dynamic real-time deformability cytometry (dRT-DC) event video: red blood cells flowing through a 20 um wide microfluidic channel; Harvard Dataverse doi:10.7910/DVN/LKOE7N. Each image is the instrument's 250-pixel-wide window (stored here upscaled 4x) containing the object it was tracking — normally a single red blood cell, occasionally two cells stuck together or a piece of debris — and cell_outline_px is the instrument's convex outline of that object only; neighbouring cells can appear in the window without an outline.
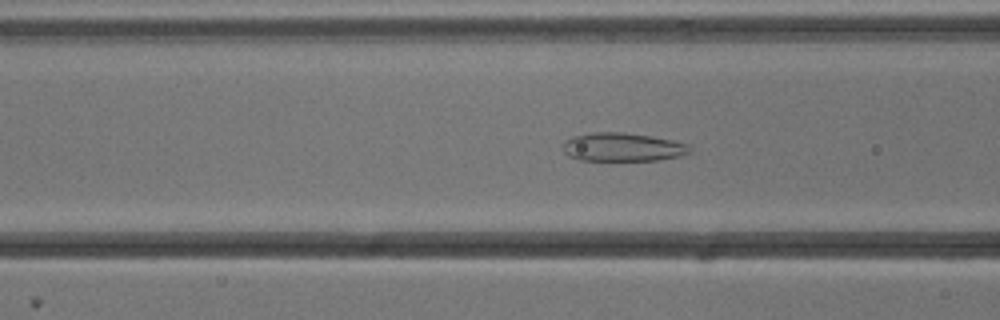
{"species": "common noctule bat (a hibernating species)", "species_latin": "Nyctalus noctula", "temperature_condition": "cold", "stored_images_in_passage": 54, "camera_frame_rate_fps": 3000, "um_per_image_px": 0.085, "animal": {"sex": "male", "body_mass_g": 13.3}, "frame": {"image": 1, "passage_image": 21, "time_ms": 6.667, "image_size_px": [1000, 320], "cell_outline_px": [[692, 152], [680, 156], [656, 160], [580, 160], [568, 156], [564, 152], [564, 140], [572, 136], [592, 132], [620, 132], [648, 136], [672, 140], [688, 144], [692, 148]], "centroid_in_image_um": [52.92, 12.5], "position_along_channel_um": 113.7, "area_um2": 21.04}}
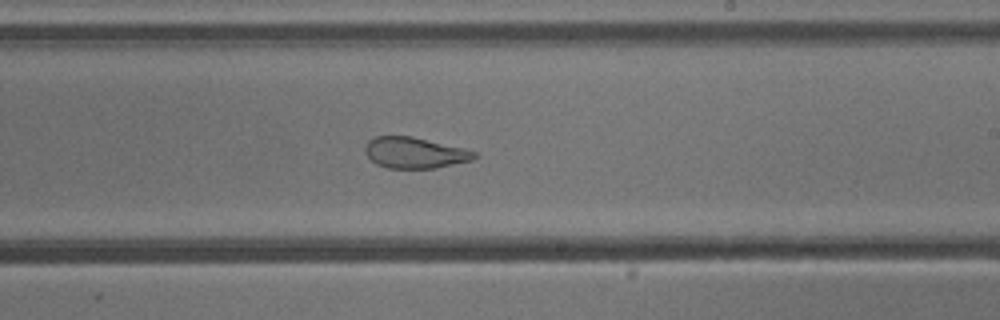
{"frame": {"image": 2, "passage_image": 32, "time_ms": 10.333, "image_size_px": [1000, 320], "cell_outline_px": [[480, 156], [472, 160], [436, 168], [388, 168], [376, 164], [364, 152], [364, 148], [368, 140], [376, 136], [412, 136], [464, 148], [476, 152]], "centroid_in_image_um": [35.26, 12.98], "position_along_channel_um": 253.7, "area_um2": 19.83}}
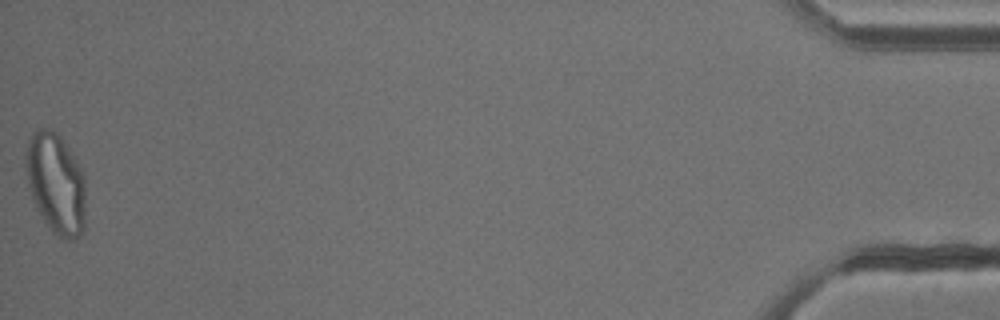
{"frame": {"image": 3, "passage_image": 54, "time_ms": 17.667, "image_size_px": [1000, 320], "cell_outline_px": [[84, 228], [80, 236], [72, 240], [64, 240], [56, 236], [52, 232], [36, 208], [32, 200], [24, 168], [24, 152], [28, 140], [32, 132], [36, 128], [52, 128], [60, 136], [84, 172]], "centroid_in_image_um": [4.71, 15.57], "position_along_channel_um": 430.5, "area_um2": 35.78}, "authors_computed_cell_mechanics": {"area_um2": 28.3509, "velocity_mm_per_s": 3.8108, "shape_relaxation_time_tau1_ms": null, "shape_relaxation_time_tau2_ms": 1.2428, "deformation_change_tau1": null, "deformation_change_tau2": 0.0864}}